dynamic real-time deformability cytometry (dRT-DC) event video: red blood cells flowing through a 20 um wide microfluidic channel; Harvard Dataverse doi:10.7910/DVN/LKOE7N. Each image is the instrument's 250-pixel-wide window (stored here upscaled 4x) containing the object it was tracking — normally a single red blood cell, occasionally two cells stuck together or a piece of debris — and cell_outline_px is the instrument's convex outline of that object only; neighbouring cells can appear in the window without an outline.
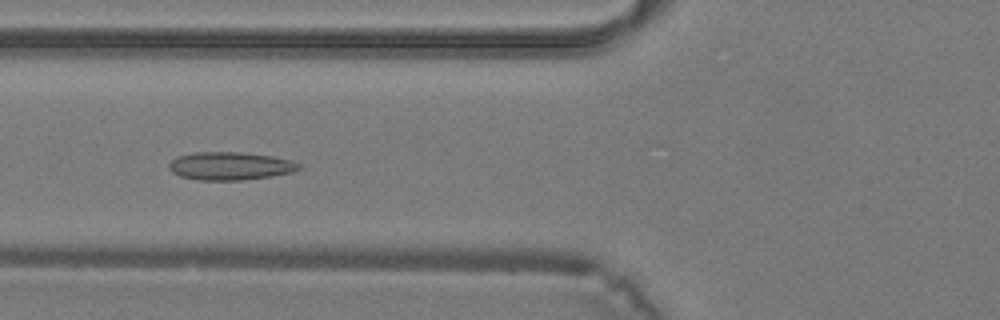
{"species": "common noctule bat (a hibernating species)", "species_latin": "Nyctalus noctula", "temperature_condition": "warm", "stored_images_in_passage": 41, "camera_frame_rate_fps": 3000, "um_per_image_px": 0.085, "animal": {"sex": "male", "body_mass_g": 19.2, "forearm_length_mm": 51.8}, "frame": {"image": 1, "passage_image": 17, "time_ms": 5.333, "image_size_px": [1000, 320], "cell_outline_px": [[300, 168], [292, 172], [272, 176], [244, 180], [200, 180], [180, 176], [172, 172], [168, 168], [168, 164], [176, 156], [196, 152], [240, 152], [272, 156], [292, 160], [300, 164]], "centroid_in_image_um": [19.55, 14.11], "position_along_channel_um": 106.2, "area_um2": 21.27}}
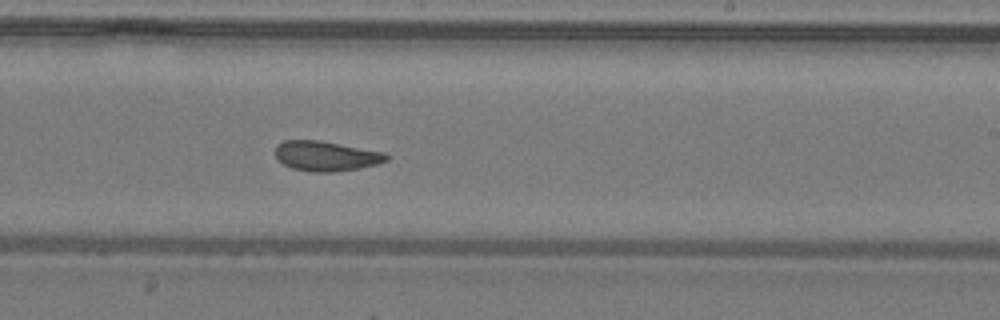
{"frame": {"image": 2, "passage_image": 26, "time_ms": 8.333, "image_size_px": [1000, 320], "cell_outline_px": [[388, 160], [376, 164], [360, 168], [332, 172], [312, 172], [292, 168], [276, 160], [272, 152], [276, 144], [284, 140], [320, 140], [384, 152], [388, 156]], "centroid_in_image_um": [27.63, 13.25], "position_along_channel_um": 261.4, "area_um2": 19.65}}
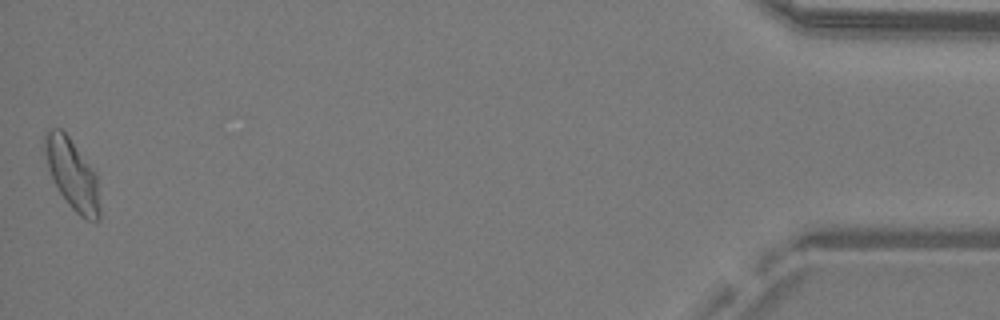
{"frame": {"image": 3, "passage_image": 41, "time_ms": 13.333, "image_size_px": [1000, 320], "cell_outline_px": [[100, 220], [88, 220], [80, 216], [68, 204], [60, 192], [48, 168], [44, 148], [44, 136], [48, 128], [60, 128], [68, 136], [96, 172], [100, 208]], "centroid_in_image_um": [6.15, 14.81], "position_along_channel_um": 429.0, "area_um2": 22.31}}